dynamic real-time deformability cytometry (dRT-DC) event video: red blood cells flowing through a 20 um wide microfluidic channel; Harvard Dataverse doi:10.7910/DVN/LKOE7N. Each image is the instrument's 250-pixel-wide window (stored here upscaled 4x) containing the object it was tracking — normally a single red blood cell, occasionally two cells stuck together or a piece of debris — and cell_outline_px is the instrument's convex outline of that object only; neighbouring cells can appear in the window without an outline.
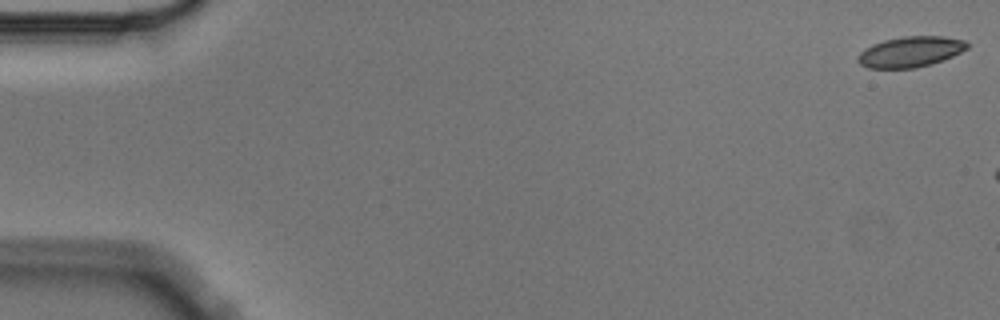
{"species": "Egyptian fruit bat (a non-hibernating species)", "species_latin": "Rousettus aegyptiacus", "temperature_condition": "cold", "stored_images_in_passage": 5, "segment_of_instrument_passage": [2, 2], "camera_frame_rate_fps": 3000, "um_per_image_px": 0.085, "animal": {"sex": "male"}, "frame": {"image": 1, "passage_image": 5, "time_ms": 1.333, "image_size_px": [1000, 320], "cell_outline_px": [[968, 48], [944, 60], [932, 64], [916, 68], [868, 68], [860, 64], [856, 60], [856, 56], [864, 48], [872, 44], [884, 40], [904, 36], [944, 36], [964, 40], [968, 44]], "centroid_in_image_um": [77.36, 4.4], "position_along_channel_um": 7.6, "area_um2": 19.65}}